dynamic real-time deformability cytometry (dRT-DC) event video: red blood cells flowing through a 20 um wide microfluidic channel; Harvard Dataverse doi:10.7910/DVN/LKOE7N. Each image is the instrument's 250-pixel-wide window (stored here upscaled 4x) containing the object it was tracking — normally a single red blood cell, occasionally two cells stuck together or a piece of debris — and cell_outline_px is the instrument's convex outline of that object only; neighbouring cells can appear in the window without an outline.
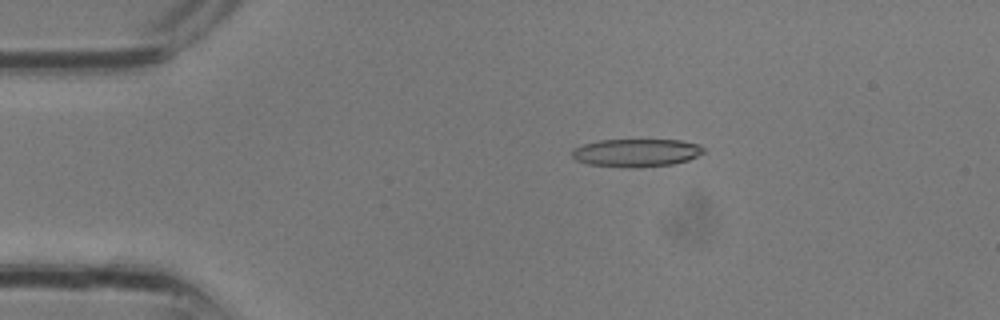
{"species": "common noctule bat (a hibernating species)", "species_latin": "Nyctalus noctula", "temperature_condition": "room temperature", "stored_images_in_passage": 26, "camera_frame_rate_fps": 3000, "um_per_image_px": 0.085, "animal": {"sex": "male", "body_mass_g": 13.3}, "frame": {"image": 1, "passage_image": 1, "time_ms": 0.0, "image_size_px": [1000, 320], "cell_outline_px": [[704, 152], [688, 160], [672, 164], [636, 168], [624, 168], [588, 164], [576, 160], [572, 156], [572, 148], [584, 144], [600, 140], [680, 140], [700, 144], [704, 148]], "centroid_in_image_um": [54.07, 12.99], "position_along_channel_um": 30.9, "area_um2": 21.56}}
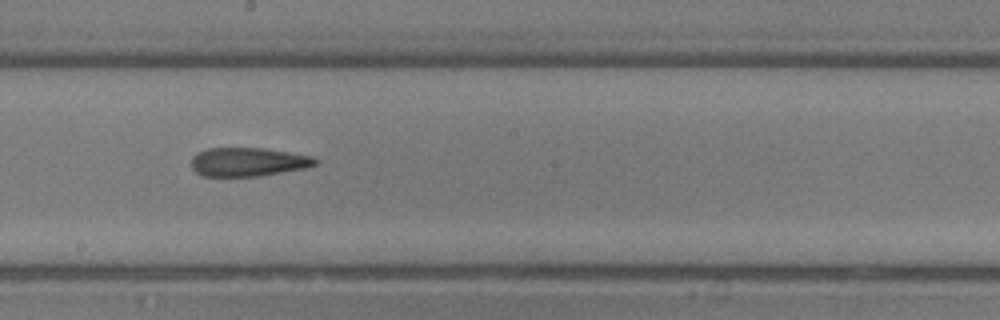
{"frame": {"image": 2, "passage_image": 12, "time_ms": 3.667, "image_size_px": [1000, 320], "cell_outline_px": [[320, 160], [316, 164], [304, 168], [260, 176], [200, 176], [192, 168], [192, 156], [196, 152], [208, 148], [264, 148], [312, 156]], "centroid_in_image_um": [21.06, 13.76], "position_along_channel_um": 227.1, "area_um2": 20.81}}
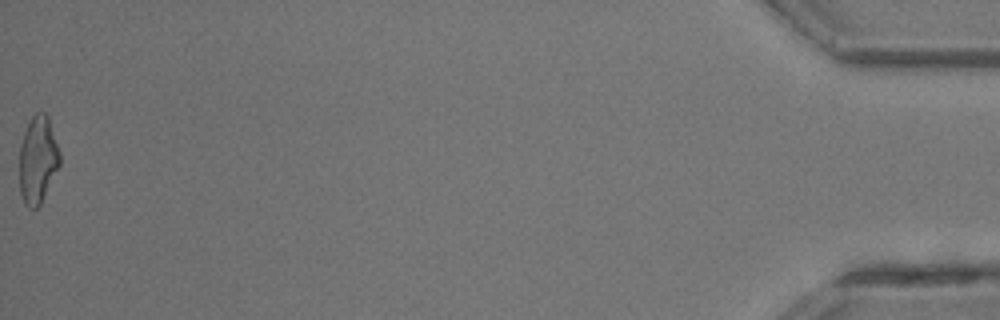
{"frame": {"image": 3, "passage_image": 26, "time_ms": 8.333, "image_size_px": [1000, 320], "cell_outline_px": [[60, 164], [40, 204], [36, 208], [28, 208], [24, 204], [20, 192], [20, 148], [24, 132], [32, 116], [36, 112], [44, 112], [48, 116], [60, 152]], "centroid_in_image_um": [3.22, 13.58], "position_along_channel_um": 432.0, "area_um2": 20.35}}